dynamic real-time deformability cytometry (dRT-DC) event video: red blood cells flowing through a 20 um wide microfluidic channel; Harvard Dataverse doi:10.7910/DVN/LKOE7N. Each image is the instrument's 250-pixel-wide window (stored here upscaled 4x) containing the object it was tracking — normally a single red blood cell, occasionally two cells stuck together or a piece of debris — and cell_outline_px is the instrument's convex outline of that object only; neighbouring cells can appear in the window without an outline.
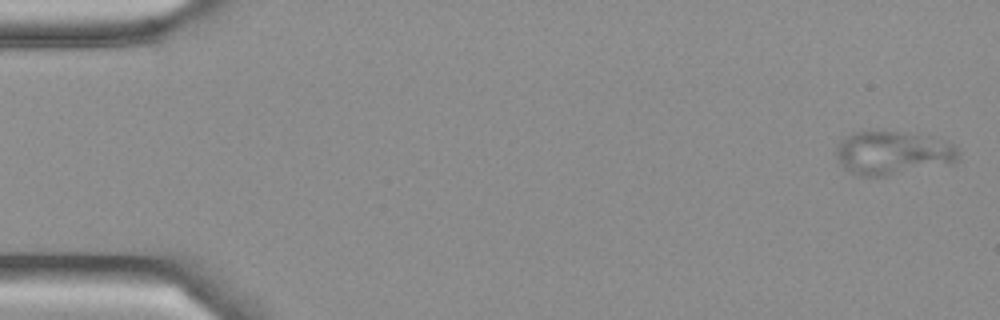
{"species": "Egyptian fruit bat (a non-hibernating species)", "species_latin": "Rousettus aegyptiacus", "temperature_condition": "cold", "stored_images_in_passage": 4, "camera_frame_rate_fps": 3000, "um_per_image_px": 0.085, "frame": {"image": 1, "passage_image": 1, "time_ms": 0.0, "image_size_px": [1000, 320], "cell_outline_px": [[960, 160], [952, 164], [888, 176], [860, 176], [844, 168], [840, 164], [836, 156], [836, 148], [840, 140], [844, 136], [852, 132], [904, 132], [932, 136], [948, 140], [960, 152]], "centroid_in_image_um": [75.95, 13.0], "position_along_channel_um": 9.1, "area_um2": 31.67}}
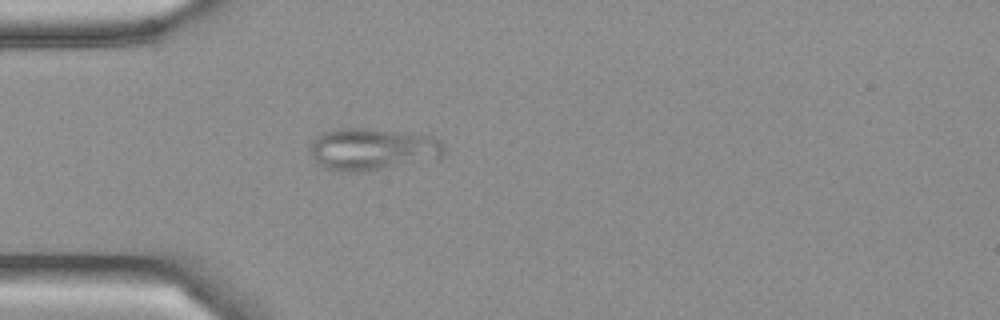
{"frame": {"image": 2, "passage_image": 4, "time_ms": 1.0, "image_size_px": [1000, 320], "cell_outline_px": [[444, 156], [440, 160], [364, 172], [340, 172], [324, 168], [312, 156], [308, 148], [312, 140], [320, 132], [340, 128], [368, 128], [432, 136], [440, 140], [444, 148]], "centroid_in_image_um": [31.68, 12.7], "position_along_channel_um": 53.3, "area_um2": 33.76}}